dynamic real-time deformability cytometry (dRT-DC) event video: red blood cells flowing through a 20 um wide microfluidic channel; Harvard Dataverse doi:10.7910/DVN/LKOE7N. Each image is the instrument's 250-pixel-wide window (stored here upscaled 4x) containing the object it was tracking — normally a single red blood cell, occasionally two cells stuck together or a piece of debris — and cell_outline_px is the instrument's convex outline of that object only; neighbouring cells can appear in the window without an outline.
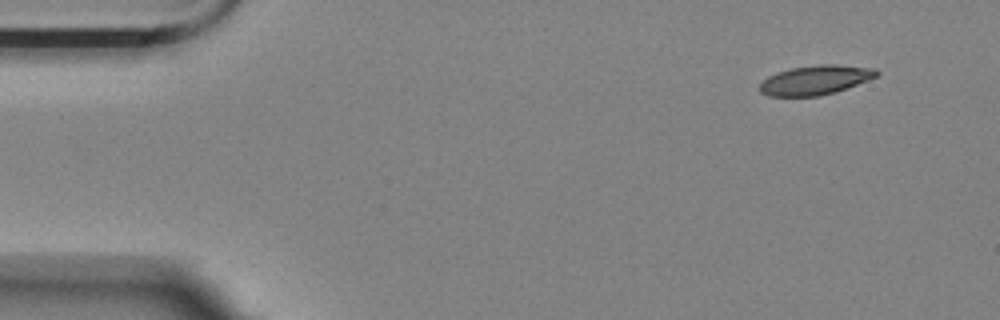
{"species": "Egyptian fruit bat (a non-hibernating species)", "species_latin": "Rousettus aegyptiacus", "temperature_condition": "room temperature", "stored_images_in_passage": 5, "segment_of_instrument_passage": [2, 2], "camera_frame_rate_fps": 3000, "um_per_image_px": 0.085, "animal": {"sex": "female"}, "frame": {"image": 1, "passage_image": 5, "time_ms": 5.667, "image_size_px": [1000, 320], "cell_outline_px": [[880, 72], [876, 76], [868, 80], [836, 92], [820, 96], [768, 96], [760, 92], [760, 84], [768, 76], [776, 72], [792, 68], [824, 64], [832, 64], [876, 68]], "centroid_in_image_um": [69.31, 6.81], "position_along_channel_um": 15.7, "area_um2": 19.94}}